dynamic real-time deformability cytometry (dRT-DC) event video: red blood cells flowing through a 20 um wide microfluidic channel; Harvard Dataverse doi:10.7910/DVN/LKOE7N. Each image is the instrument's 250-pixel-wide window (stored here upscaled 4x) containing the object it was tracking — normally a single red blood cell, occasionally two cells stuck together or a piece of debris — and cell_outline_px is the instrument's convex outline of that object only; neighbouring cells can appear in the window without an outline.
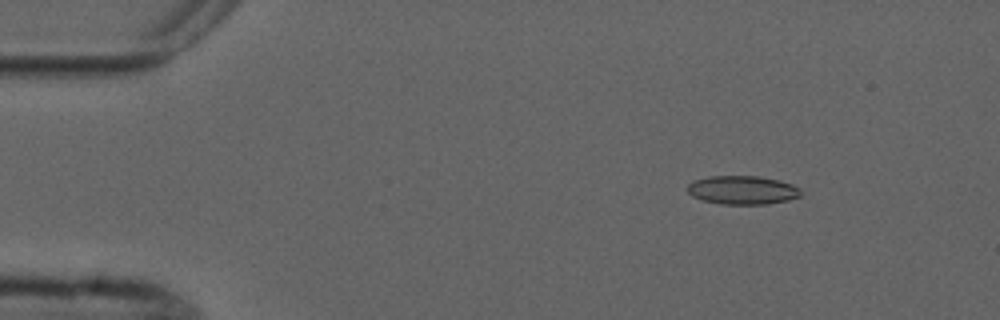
{"species": "common noctule bat (a hibernating species)", "species_latin": "Nyctalus noctula", "temperature_condition": "cold", "stored_images_in_passage": 4, "camera_frame_rate_fps": 3000, "um_per_image_px": 0.085, "animal": {"sex": "male", "forearm_length_mm": 52.5}, "frame": {"image": 1, "passage_image": 1, "time_ms": 0.0, "image_size_px": [1000, 320], "cell_outline_px": [[800, 196], [788, 200], [768, 204], [720, 204], [704, 200], [692, 196], [688, 192], [688, 184], [692, 180], [708, 176], [756, 176], [780, 180], [792, 184], [800, 188]], "centroid_in_image_um": [63.1, 16.15], "position_along_channel_um": 21.9, "area_um2": 18.96}}